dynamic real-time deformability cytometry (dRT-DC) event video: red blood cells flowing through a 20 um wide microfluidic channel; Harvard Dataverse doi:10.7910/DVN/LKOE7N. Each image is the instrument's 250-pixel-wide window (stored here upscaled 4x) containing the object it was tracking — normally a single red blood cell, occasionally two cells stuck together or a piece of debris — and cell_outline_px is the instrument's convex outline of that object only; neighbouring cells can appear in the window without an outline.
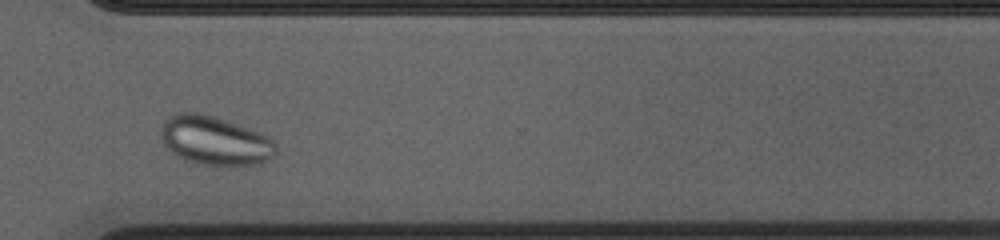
{"species": "common noctule bat (a hibernating species)", "species_latin": "Nyctalus noctula", "temperature_condition": "cold", "stored_images_in_passage": 35, "camera_frame_rate_fps": 3000, "um_per_image_px": 0.085, "animal": {"sex": "female", "body_mass_g": 23.0, "forearm_length_mm": 53.4}, "frame": {"image": 1, "passage_image": 30, "time_ms": 9.667, "image_size_px": [1000, 240], "cell_outline_px": [[276, 152], [268, 160], [260, 164], [204, 164], [188, 160], [172, 152], [164, 144], [160, 136], [160, 128], [164, 120], [168, 116], [180, 112], [196, 112], [212, 116], [260, 132], [268, 136], [276, 144]], "centroid_in_image_um": [18.25, 11.92], "position_along_channel_um": 352.4, "area_um2": 32.25}}